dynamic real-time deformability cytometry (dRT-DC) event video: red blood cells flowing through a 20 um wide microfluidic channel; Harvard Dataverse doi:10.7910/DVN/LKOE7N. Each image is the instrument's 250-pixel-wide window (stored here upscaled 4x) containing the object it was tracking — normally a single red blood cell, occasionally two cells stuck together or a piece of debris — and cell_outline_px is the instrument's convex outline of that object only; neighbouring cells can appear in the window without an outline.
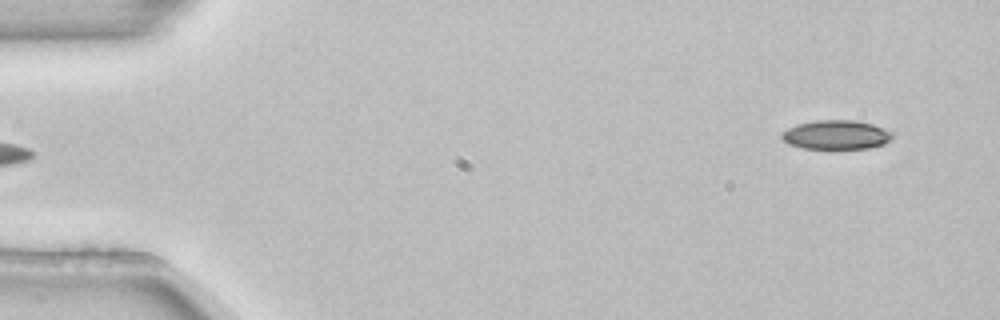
{"species": "common noctule bat (a hibernating species)", "species_latin": "Nyctalus noctula", "temperature_condition": "room temperature", "stored_images_in_passage": 3, "segment_of_instrument_passage": [2, 2], "camera_frame_rate_fps": 3000, "um_per_image_px": 0.085, "animal": {"sex": "female", "body_mass_g": 22.7, "forearm_length_mm": 54.2}, "frame": {"image": 1, "passage_image": 3, "time_ms": 0.667, "image_size_px": [1000, 320], "cell_outline_px": [[892, 136], [884, 144], [868, 148], [804, 148], [788, 144], [780, 136], [780, 132], [796, 124], [816, 120], [856, 120], [872, 124], [892, 132]], "centroid_in_image_um": [71.03, 11.44], "position_along_channel_um": 14.0, "area_um2": 18.67}}